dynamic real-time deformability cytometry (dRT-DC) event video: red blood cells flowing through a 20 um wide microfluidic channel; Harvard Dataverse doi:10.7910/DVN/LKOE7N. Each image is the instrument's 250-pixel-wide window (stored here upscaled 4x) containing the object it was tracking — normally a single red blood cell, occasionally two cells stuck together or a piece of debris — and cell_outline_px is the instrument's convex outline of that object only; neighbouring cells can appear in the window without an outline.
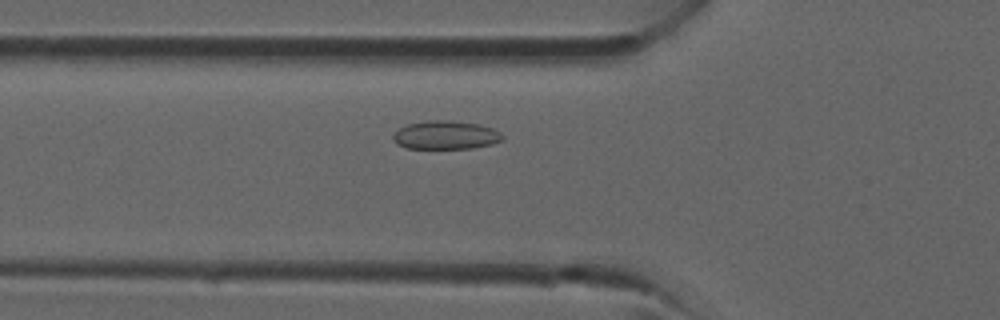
{"species": "common noctule bat (a hibernating species)", "species_latin": "Nyctalus noctula", "temperature_condition": "room temperature", "stored_images_in_passage": 35, "camera_frame_rate_fps": 3000, "um_per_image_px": 0.085, "animal": {"sex": "male", "forearm_length_mm": 52.5}, "frame": {"image": 1, "passage_image": 10, "time_ms": 3.0, "image_size_px": [1000, 320], "cell_outline_px": [[504, 136], [500, 140], [492, 144], [472, 148], [404, 148], [396, 144], [392, 140], [392, 136], [400, 128], [408, 124], [428, 120], [444, 120], [476, 124], [492, 128], [500, 132]], "centroid_in_image_um": [37.84, 11.49], "position_along_channel_um": 88.0, "area_um2": 17.98}}
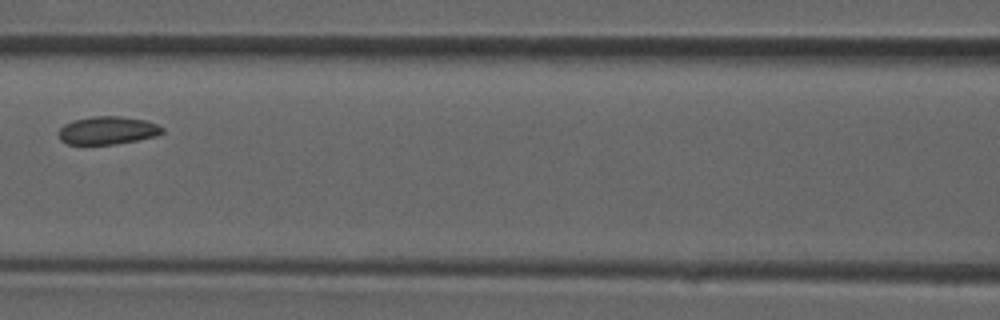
{"frame": {"image": 2, "passage_image": 14, "time_ms": 4.333, "image_size_px": [1000, 320], "cell_outline_px": [[164, 132], [156, 136], [116, 144], [68, 144], [60, 140], [56, 132], [64, 124], [72, 120], [92, 116], [120, 116], [144, 120], [156, 124], [164, 128]], "centroid_in_image_um": [9.1, 11.08], "position_along_channel_um": 157.5, "area_um2": 16.99}}
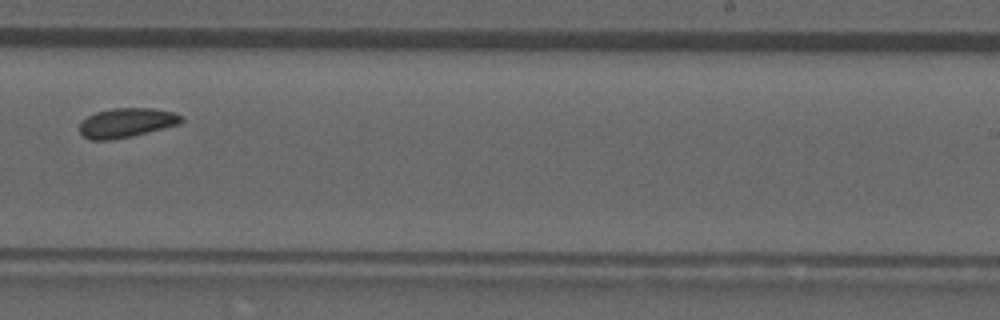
{"frame": {"image": 3, "passage_image": 21, "time_ms": 6.667, "image_size_px": [1000, 320], "cell_outline_px": [[184, 120], [180, 124], [132, 136], [112, 140], [88, 140], [80, 132], [80, 120], [96, 112], [112, 108], [152, 108], [172, 112], [184, 116]], "centroid_in_image_um": [10.75, 10.43], "position_along_channel_um": 278.3, "area_um2": 17.57}}